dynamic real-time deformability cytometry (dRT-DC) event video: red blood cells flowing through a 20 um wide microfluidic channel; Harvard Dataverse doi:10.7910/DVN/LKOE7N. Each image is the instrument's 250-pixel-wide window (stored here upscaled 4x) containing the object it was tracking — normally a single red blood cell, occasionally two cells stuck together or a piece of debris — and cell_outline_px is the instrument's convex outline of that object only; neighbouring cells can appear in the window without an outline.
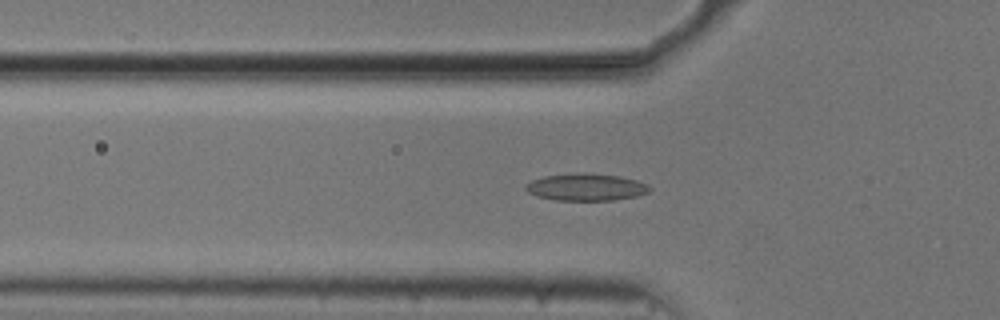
{"species": "common noctule bat (a hibernating species)", "species_latin": "Nyctalus noctula", "temperature_condition": "cold", "stored_images_in_passage": 48, "camera_frame_rate_fps": 3000, "um_per_image_px": 0.085, "animal": {"sex": "male", "body_mass_g": 20.5, "forearm_length_mm": 52.5}, "frame": {"image": 1, "passage_image": 11, "time_ms": 3.333, "image_size_px": [1000, 320], "cell_outline_px": [[652, 188], [648, 192], [636, 196], [612, 200], [552, 200], [536, 196], [528, 192], [524, 188], [524, 184], [532, 180], [544, 176], [576, 172], [584, 172], [620, 176], [636, 180], [648, 184]], "centroid_in_image_um": [49.78, 15.89], "position_along_channel_um": 76.0, "area_um2": 19.83}}
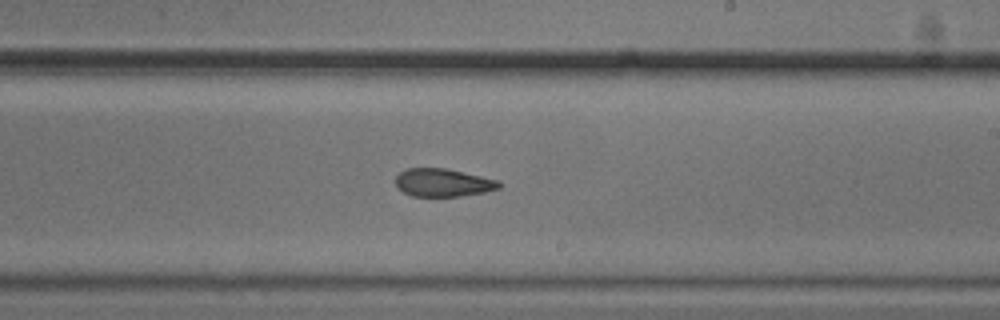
{"frame": {"image": 2, "passage_image": 25, "time_ms": 8.0, "image_size_px": [1000, 320], "cell_outline_px": [[500, 188], [484, 192], [460, 196], [412, 196], [404, 192], [396, 184], [396, 176], [400, 172], [408, 168], [444, 168], [480, 176], [496, 180], [500, 184]], "centroid_in_image_um": [37.63, 15.52], "position_along_channel_um": 251.4, "area_um2": 16.53}}
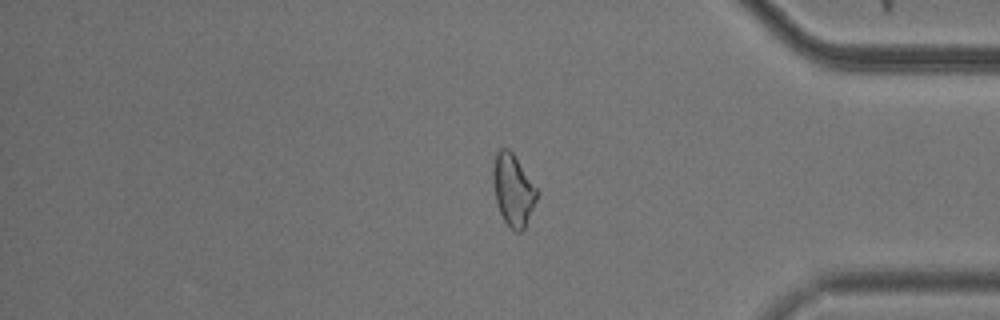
{"frame": {"image": 3, "passage_image": 38, "time_ms": 12.333, "image_size_px": [1000, 320], "cell_outline_px": [[540, 192], [524, 228], [520, 232], [516, 232], [504, 220], [500, 212], [496, 200], [492, 180], [492, 168], [496, 152], [500, 148], [508, 148], [512, 152]], "centroid_in_image_um": [43.61, 16.11], "position_along_channel_um": 391.6, "area_um2": 18.26}, "authors_computed_cell_mechanics": {"area_um2": 18.496, "velocity_mm_per_s": 3.7359, "shape_relaxation_time_tau1_ms": null, "shape_relaxation_time_tau2_ms": 3.9292, "deformation_change_tau1": null, "deformation_change_tau2": 0.0999}}